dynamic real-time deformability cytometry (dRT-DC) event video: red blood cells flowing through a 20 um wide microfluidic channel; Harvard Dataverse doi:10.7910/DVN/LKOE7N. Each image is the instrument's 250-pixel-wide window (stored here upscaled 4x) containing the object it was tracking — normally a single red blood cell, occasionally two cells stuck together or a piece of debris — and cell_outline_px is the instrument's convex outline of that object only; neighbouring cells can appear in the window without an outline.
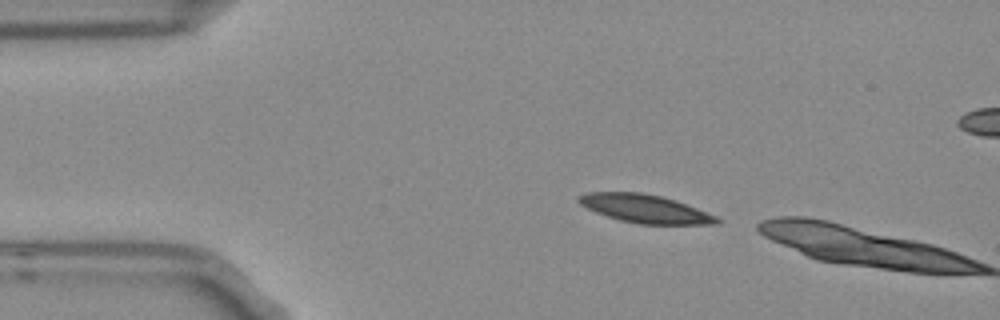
{"species": "Egyptian fruit bat (a non-hibernating species)", "species_latin": "Rousettus aegyptiacus", "temperature_condition": "room temperature", "stored_images_in_passage": 3, "segment_of_instrument_passage": [2, 2], "camera_frame_rate_fps": 3000, "um_per_image_px": 0.085, "frame": {"image": 1, "passage_image": 3, "time_ms": 0.667, "image_size_px": [1000, 320], "cell_outline_px": [[720, 224], [640, 224], [620, 220], [596, 212], [580, 204], [576, 200], [580, 196], [588, 192], [644, 192], [676, 200], [716, 216], [720, 220]], "centroid_in_image_um": [54.83, 17.73], "position_along_channel_um": 30.2, "area_um2": 22.54}}